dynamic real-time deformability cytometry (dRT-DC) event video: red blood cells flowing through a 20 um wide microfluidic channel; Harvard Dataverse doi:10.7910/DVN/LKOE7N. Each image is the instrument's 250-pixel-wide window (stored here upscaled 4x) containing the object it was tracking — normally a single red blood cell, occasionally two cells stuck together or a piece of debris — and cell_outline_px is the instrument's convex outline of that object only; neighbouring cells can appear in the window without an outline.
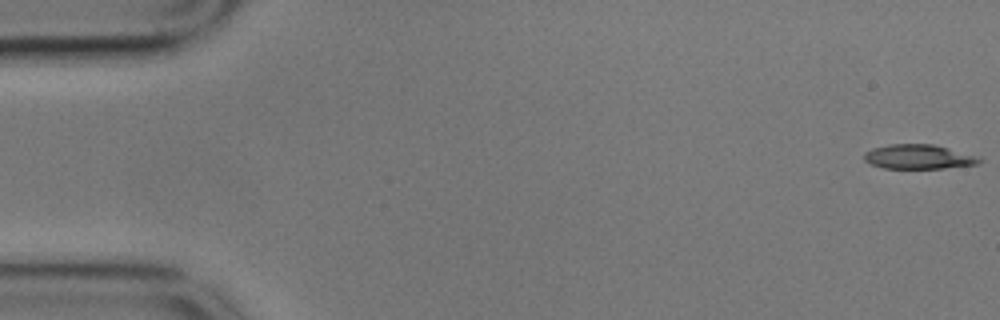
{"species": "common noctule bat (a hibernating species)", "species_latin": "Nyctalus noctula", "temperature_condition": "cold", "stored_images_in_passage": 56, "camera_frame_rate_fps": 3000, "um_per_image_px": 0.085, "animal": {"sex": "male", "body_mass_g": 17.9}, "frame": {"image": 1, "passage_image": 1, "time_ms": 0.0, "image_size_px": [1000, 320], "cell_outline_px": [[984, 160], [976, 164], [944, 168], [884, 168], [872, 164], [864, 160], [864, 152], [872, 148], [892, 144], [932, 144], [972, 156]], "centroid_in_image_um": [77.98, 13.33], "position_along_channel_um": 7.0, "area_um2": 15.9}}
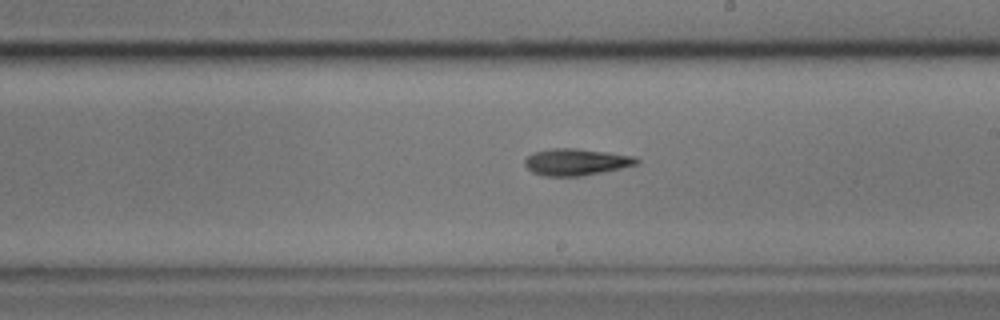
{"frame": {"image": 2, "passage_image": 32, "time_ms": 10.333, "image_size_px": [1000, 320], "cell_outline_px": [[640, 160], [636, 164], [620, 168], [580, 176], [544, 176], [532, 172], [524, 164], [524, 160], [532, 152], [552, 148], [576, 148], [608, 152], [636, 156]], "centroid_in_image_um": [48.94, 13.75], "position_along_channel_um": 240.1, "area_um2": 17.4}}
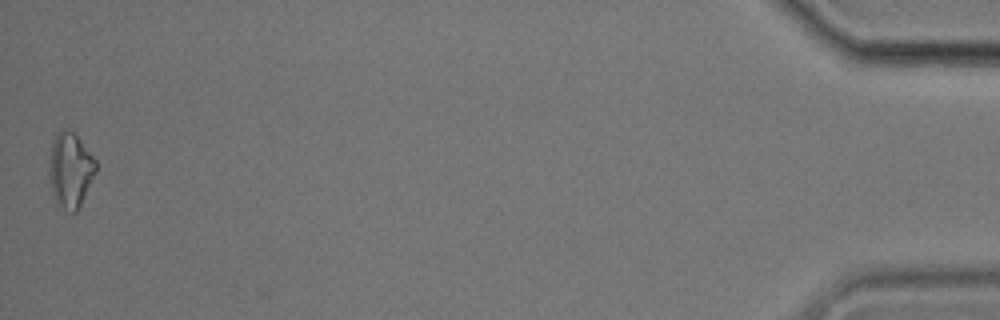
{"frame": {"image": 3, "passage_image": 56, "time_ms": 18.333, "image_size_px": [1000, 320], "cell_outline_px": [[96, 172], [76, 212], [72, 212], [56, 204], [52, 192], [48, 176], [48, 164], [52, 140], [56, 132], [60, 128], [68, 128], [76, 136], [96, 160]], "centroid_in_image_um": [5.93, 14.42], "position_along_channel_um": 429.3, "area_um2": 20.46}, "authors_computed_cell_mechanics": {"area_um2": 16.9932, "velocity_mm_per_s": 3.5433, "shape_relaxation_time_tau1_ms": 2.831, "shape_relaxation_time_tau2_ms": null, "deformation_change_tau1": 0.1377, "deformation_change_tau2": null}}